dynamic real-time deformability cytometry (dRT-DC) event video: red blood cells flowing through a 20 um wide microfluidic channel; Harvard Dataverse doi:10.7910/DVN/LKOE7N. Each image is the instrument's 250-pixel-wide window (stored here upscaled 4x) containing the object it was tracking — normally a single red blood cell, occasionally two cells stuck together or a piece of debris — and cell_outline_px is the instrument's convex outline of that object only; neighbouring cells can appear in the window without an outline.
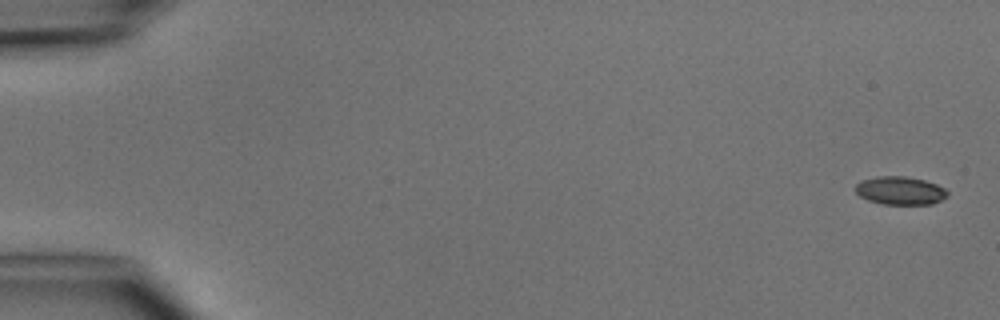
{"species": "common noctule bat (a hibernating species)", "species_latin": "Nyctalus noctula", "temperature_condition": "cold", "stored_images_in_passage": 5, "camera_frame_rate_fps": 3000, "um_per_image_px": 0.085, "animal": {"sex": "male", "body_mass_g": 15.6}, "frame": {"image": 1, "passage_image": 1, "time_ms": 0.0, "image_size_px": [1000, 320], "cell_outline_px": [[948, 196], [932, 204], [884, 204], [868, 200], [860, 196], [856, 192], [856, 184], [860, 180], [880, 176], [904, 176], [924, 180], [936, 184], [944, 188], [948, 192]], "centroid_in_image_um": [76.51, 16.2], "position_along_channel_um": 8.5, "area_um2": 15.03}}
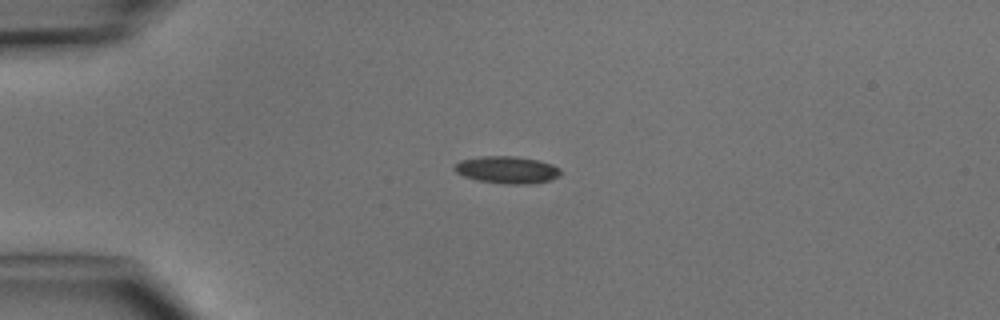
{"frame": {"image": 2, "passage_image": 4, "time_ms": 3.667, "image_size_px": [1000, 320], "cell_outline_px": [[560, 176], [552, 180], [536, 184], [504, 184], [476, 180], [464, 176], [456, 172], [452, 168], [460, 160], [480, 156], [516, 156], [536, 160], [552, 164], [560, 168]], "centroid_in_image_um": [43.11, 14.45], "position_along_channel_um": 41.9, "area_um2": 17.05}}